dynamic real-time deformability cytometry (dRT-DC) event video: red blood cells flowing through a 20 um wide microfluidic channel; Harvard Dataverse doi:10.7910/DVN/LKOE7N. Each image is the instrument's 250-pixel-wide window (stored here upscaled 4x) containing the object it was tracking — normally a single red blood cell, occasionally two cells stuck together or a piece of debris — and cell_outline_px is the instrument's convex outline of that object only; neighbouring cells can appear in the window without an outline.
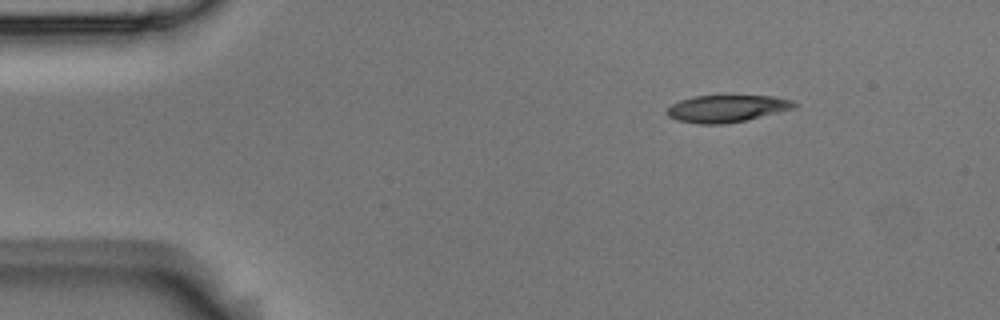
{"species": "Egyptian fruit bat (a non-hibernating species)", "species_latin": "Rousettus aegyptiacus", "temperature_condition": "room temperature", "stored_images_in_passage": 47, "camera_frame_rate_fps": 3000, "um_per_image_px": 0.085, "animal": {"sex": "male"}, "frame": {"image": 1, "passage_image": 1, "time_ms": 0.0, "image_size_px": [1000, 320], "cell_outline_px": [[796, 104], [792, 108], [744, 120], [724, 124], [700, 124], [676, 120], [668, 116], [664, 112], [672, 104], [680, 100], [692, 96], [772, 96], [792, 100]], "centroid_in_image_um": [61.68, 9.22], "position_along_channel_um": 23.3, "area_um2": 19.77}}
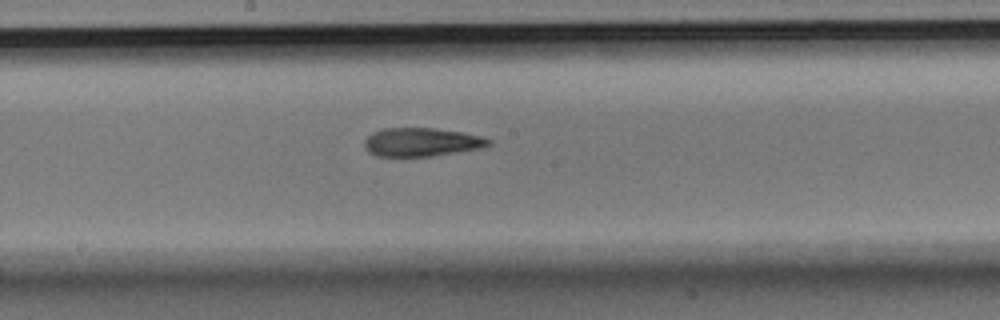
{"frame": {"image": 2, "passage_image": 22, "time_ms": 7.0, "image_size_px": [1000, 320], "cell_outline_px": [[492, 144], [480, 148], [432, 156], [376, 156], [368, 152], [364, 148], [364, 140], [372, 132], [384, 128], [436, 128], [464, 132], [484, 136], [492, 140]], "centroid_in_image_um": [35.84, 12.07], "position_along_channel_um": 212.4, "area_um2": 20.87}}
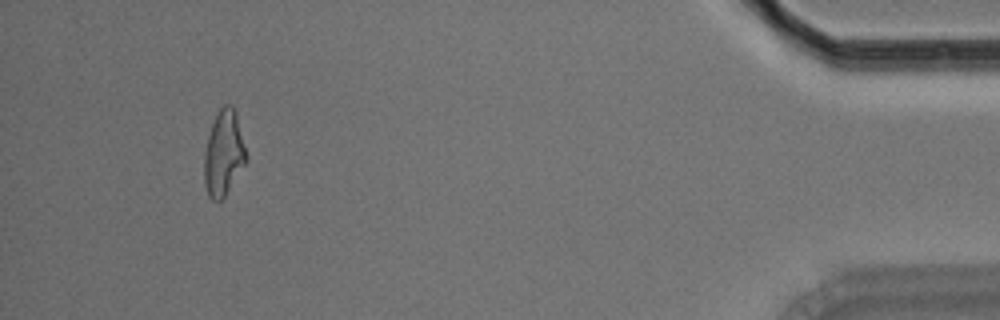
{"frame": {"image": 3, "passage_image": 44, "time_ms": 14.333, "image_size_px": [1000, 320], "cell_outline_px": [[248, 160], [224, 196], [220, 200], [212, 200], [208, 196], [204, 184], [204, 152], [208, 136], [212, 124], [220, 108], [224, 104], [232, 104], [236, 112], [248, 156]], "centroid_in_image_um": [19.02, 13.02], "position_along_channel_um": 416.2, "area_um2": 20.92}, "authors_computed_cell_mechanics": {"area_um2": 20.9814, "velocity_mm_per_s": 3.7158, "shape_relaxation_time_tau1_ms": null, "shape_relaxation_time_tau2_ms": 6.4668, "deformation_change_tau1": null, "deformation_change_tau2": 0.1852}}